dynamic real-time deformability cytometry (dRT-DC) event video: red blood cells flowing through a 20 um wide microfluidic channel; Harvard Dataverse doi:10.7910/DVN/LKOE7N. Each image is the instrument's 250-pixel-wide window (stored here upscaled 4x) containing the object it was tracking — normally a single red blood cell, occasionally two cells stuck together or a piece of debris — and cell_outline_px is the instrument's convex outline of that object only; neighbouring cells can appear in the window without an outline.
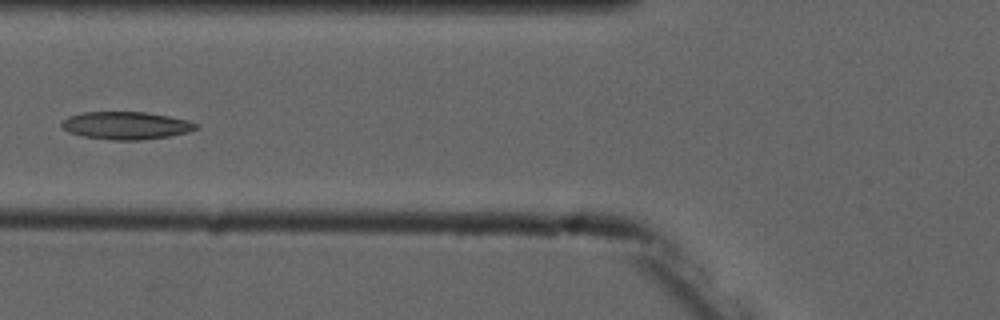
{"species": "common noctule bat (a hibernating species)", "species_latin": "Nyctalus noctula", "temperature_condition": "cold", "stored_images_in_passage": 7, "camera_frame_rate_fps": 3000, "um_per_image_px": 0.085, "animal": {"sex": "male", "forearm_length_mm": 52.5}, "frame": {"image": 1, "passage_image": 7, "time_ms": 8.667, "image_size_px": [1000, 320], "cell_outline_px": [[200, 128], [188, 132], [168, 136], [140, 140], [108, 140], [84, 136], [68, 132], [60, 124], [68, 116], [84, 112], [144, 112], [168, 116], [188, 120], [200, 124]], "centroid_in_image_um": [10.75, 10.67], "position_along_channel_um": 115.1, "area_um2": 21.68}}